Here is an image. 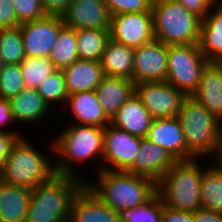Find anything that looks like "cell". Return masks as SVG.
Returning <instances> with one entry per match:
<instances>
[{
  "mask_svg": "<svg viewBox=\"0 0 222 222\" xmlns=\"http://www.w3.org/2000/svg\"><path fill=\"white\" fill-rule=\"evenodd\" d=\"M203 19L219 0H174Z\"/></svg>",
  "mask_w": 222,
  "mask_h": 222,
  "instance_id": "37",
  "label": "cell"
},
{
  "mask_svg": "<svg viewBox=\"0 0 222 222\" xmlns=\"http://www.w3.org/2000/svg\"><path fill=\"white\" fill-rule=\"evenodd\" d=\"M20 68L24 87L29 89H36L44 79L57 70L49 57H25L20 63Z\"/></svg>",
  "mask_w": 222,
  "mask_h": 222,
  "instance_id": "32",
  "label": "cell"
},
{
  "mask_svg": "<svg viewBox=\"0 0 222 222\" xmlns=\"http://www.w3.org/2000/svg\"><path fill=\"white\" fill-rule=\"evenodd\" d=\"M9 100L15 122L19 124L20 122L27 125L35 122L39 123L41 120L46 121L47 116L51 117L49 115V112L52 111L51 107L43 100L36 89L24 88Z\"/></svg>",
  "mask_w": 222,
  "mask_h": 222,
  "instance_id": "24",
  "label": "cell"
},
{
  "mask_svg": "<svg viewBox=\"0 0 222 222\" xmlns=\"http://www.w3.org/2000/svg\"><path fill=\"white\" fill-rule=\"evenodd\" d=\"M192 222H222V213L201 208L192 213Z\"/></svg>",
  "mask_w": 222,
  "mask_h": 222,
  "instance_id": "43",
  "label": "cell"
},
{
  "mask_svg": "<svg viewBox=\"0 0 222 222\" xmlns=\"http://www.w3.org/2000/svg\"><path fill=\"white\" fill-rule=\"evenodd\" d=\"M36 90L51 109L56 110L58 104L62 106L61 109L59 108L60 111L64 109L69 94L62 70L57 69L54 71L38 85ZM53 104L56 108H54Z\"/></svg>",
  "mask_w": 222,
  "mask_h": 222,
  "instance_id": "30",
  "label": "cell"
},
{
  "mask_svg": "<svg viewBox=\"0 0 222 222\" xmlns=\"http://www.w3.org/2000/svg\"><path fill=\"white\" fill-rule=\"evenodd\" d=\"M201 159L176 161L162 176L157 183V192L165 206L192 213L201 209L200 185L207 167L202 165L204 161L201 163Z\"/></svg>",
  "mask_w": 222,
  "mask_h": 222,
  "instance_id": "5",
  "label": "cell"
},
{
  "mask_svg": "<svg viewBox=\"0 0 222 222\" xmlns=\"http://www.w3.org/2000/svg\"><path fill=\"white\" fill-rule=\"evenodd\" d=\"M24 88L20 64H4L0 72V98L10 99Z\"/></svg>",
  "mask_w": 222,
  "mask_h": 222,
  "instance_id": "34",
  "label": "cell"
},
{
  "mask_svg": "<svg viewBox=\"0 0 222 222\" xmlns=\"http://www.w3.org/2000/svg\"><path fill=\"white\" fill-rule=\"evenodd\" d=\"M77 47V30L64 26L58 34L49 60L56 69L63 70L79 59Z\"/></svg>",
  "mask_w": 222,
  "mask_h": 222,
  "instance_id": "29",
  "label": "cell"
},
{
  "mask_svg": "<svg viewBox=\"0 0 222 222\" xmlns=\"http://www.w3.org/2000/svg\"><path fill=\"white\" fill-rule=\"evenodd\" d=\"M100 64L104 75L121 76L133 81L134 49L109 39Z\"/></svg>",
  "mask_w": 222,
  "mask_h": 222,
  "instance_id": "26",
  "label": "cell"
},
{
  "mask_svg": "<svg viewBox=\"0 0 222 222\" xmlns=\"http://www.w3.org/2000/svg\"><path fill=\"white\" fill-rule=\"evenodd\" d=\"M141 137L109 124L104 128L102 170L126 171L139 153Z\"/></svg>",
  "mask_w": 222,
  "mask_h": 222,
  "instance_id": "10",
  "label": "cell"
},
{
  "mask_svg": "<svg viewBox=\"0 0 222 222\" xmlns=\"http://www.w3.org/2000/svg\"><path fill=\"white\" fill-rule=\"evenodd\" d=\"M152 121L151 114L136 94H134L112 118L111 125L137 137L145 138Z\"/></svg>",
  "mask_w": 222,
  "mask_h": 222,
  "instance_id": "22",
  "label": "cell"
},
{
  "mask_svg": "<svg viewBox=\"0 0 222 222\" xmlns=\"http://www.w3.org/2000/svg\"><path fill=\"white\" fill-rule=\"evenodd\" d=\"M61 16L47 15L20 25L26 57H49L60 30L64 27Z\"/></svg>",
  "mask_w": 222,
  "mask_h": 222,
  "instance_id": "12",
  "label": "cell"
},
{
  "mask_svg": "<svg viewBox=\"0 0 222 222\" xmlns=\"http://www.w3.org/2000/svg\"><path fill=\"white\" fill-rule=\"evenodd\" d=\"M68 94L96 90L105 76L100 61L77 59L63 70Z\"/></svg>",
  "mask_w": 222,
  "mask_h": 222,
  "instance_id": "23",
  "label": "cell"
},
{
  "mask_svg": "<svg viewBox=\"0 0 222 222\" xmlns=\"http://www.w3.org/2000/svg\"><path fill=\"white\" fill-rule=\"evenodd\" d=\"M84 185L81 178L55 174L32 188L25 222H69L73 199Z\"/></svg>",
  "mask_w": 222,
  "mask_h": 222,
  "instance_id": "3",
  "label": "cell"
},
{
  "mask_svg": "<svg viewBox=\"0 0 222 222\" xmlns=\"http://www.w3.org/2000/svg\"><path fill=\"white\" fill-rule=\"evenodd\" d=\"M69 222H123L122 215L104 204L84 185L73 199Z\"/></svg>",
  "mask_w": 222,
  "mask_h": 222,
  "instance_id": "17",
  "label": "cell"
},
{
  "mask_svg": "<svg viewBox=\"0 0 222 222\" xmlns=\"http://www.w3.org/2000/svg\"><path fill=\"white\" fill-rule=\"evenodd\" d=\"M175 162L164 148L145 137L141 138L140 150L134 163L126 171L149 178L157 184Z\"/></svg>",
  "mask_w": 222,
  "mask_h": 222,
  "instance_id": "16",
  "label": "cell"
},
{
  "mask_svg": "<svg viewBox=\"0 0 222 222\" xmlns=\"http://www.w3.org/2000/svg\"><path fill=\"white\" fill-rule=\"evenodd\" d=\"M164 203L156 192L149 200L122 215L123 222H161Z\"/></svg>",
  "mask_w": 222,
  "mask_h": 222,
  "instance_id": "33",
  "label": "cell"
},
{
  "mask_svg": "<svg viewBox=\"0 0 222 222\" xmlns=\"http://www.w3.org/2000/svg\"><path fill=\"white\" fill-rule=\"evenodd\" d=\"M208 62L198 44L169 46L166 82L191 97Z\"/></svg>",
  "mask_w": 222,
  "mask_h": 222,
  "instance_id": "8",
  "label": "cell"
},
{
  "mask_svg": "<svg viewBox=\"0 0 222 222\" xmlns=\"http://www.w3.org/2000/svg\"><path fill=\"white\" fill-rule=\"evenodd\" d=\"M214 159H215V163H217L218 166L222 169V146L220 150L218 151L217 156Z\"/></svg>",
  "mask_w": 222,
  "mask_h": 222,
  "instance_id": "44",
  "label": "cell"
},
{
  "mask_svg": "<svg viewBox=\"0 0 222 222\" xmlns=\"http://www.w3.org/2000/svg\"><path fill=\"white\" fill-rule=\"evenodd\" d=\"M191 97L222 121V62L207 63Z\"/></svg>",
  "mask_w": 222,
  "mask_h": 222,
  "instance_id": "19",
  "label": "cell"
},
{
  "mask_svg": "<svg viewBox=\"0 0 222 222\" xmlns=\"http://www.w3.org/2000/svg\"><path fill=\"white\" fill-rule=\"evenodd\" d=\"M3 66H4V63H3L2 58L0 57V72H1V70H2V68H3Z\"/></svg>",
  "mask_w": 222,
  "mask_h": 222,
  "instance_id": "45",
  "label": "cell"
},
{
  "mask_svg": "<svg viewBox=\"0 0 222 222\" xmlns=\"http://www.w3.org/2000/svg\"><path fill=\"white\" fill-rule=\"evenodd\" d=\"M20 24L44 18L46 15L41 0H11Z\"/></svg>",
  "mask_w": 222,
  "mask_h": 222,
  "instance_id": "35",
  "label": "cell"
},
{
  "mask_svg": "<svg viewBox=\"0 0 222 222\" xmlns=\"http://www.w3.org/2000/svg\"><path fill=\"white\" fill-rule=\"evenodd\" d=\"M154 40L165 45L198 44L202 19L174 0H153Z\"/></svg>",
  "mask_w": 222,
  "mask_h": 222,
  "instance_id": "7",
  "label": "cell"
},
{
  "mask_svg": "<svg viewBox=\"0 0 222 222\" xmlns=\"http://www.w3.org/2000/svg\"><path fill=\"white\" fill-rule=\"evenodd\" d=\"M135 94L153 119L177 117L186 96L168 82H141Z\"/></svg>",
  "mask_w": 222,
  "mask_h": 222,
  "instance_id": "9",
  "label": "cell"
},
{
  "mask_svg": "<svg viewBox=\"0 0 222 222\" xmlns=\"http://www.w3.org/2000/svg\"><path fill=\"white\" fill-rule=\"evenodd\" d=\"M110 15L122 13L152 12L153 0H104Z\"/></svg>",
  "mask_w": 222,
  "mask_h": 222,
  "instance_id": "36",
  "label": "cell"
},
{
  "mask_svg": "<svg viewBox=\"0 0 222 222\" xmlns=\"http://www.w3.org/2000/svg\"><path fill=\"white\" fill-rule=\"evenodd\" d=\"M20 138L16 133L0 132V170L8 159L12 148Z\"/></svg>",
  "mask_w": 222,
  "mask_h": 222,
  "instance_id": "40",
  "label": "cell"
},
{
  "mask_svg": "<svg viewBox=\"0 0 222 222\" xmlns=\"http://www.w3.org/2000/svg\"><path fill=\"white\" fill-rule=\"evenodd\" d=\"M31 189L0 181V222H25Z\"/></svg>",
  "mask_w": 222,
  "mask_h": 222,
  "instance_id": "25",
  "label": "cell"
},
{
  "mask_svg": "<svg viewBox=\"0 0 222 222\" xmlns=\"http://www.w3.org/2000/svg\"><path fill=\"white\" fill-rule=\"evenodd\" d=\"M110 39L136 49L154 40L152 12L111 16Z\"/></svg>",
  "mask_w": 222,
  "mask_h": 222,
  "instance_id": "11",
  "label": "cell"
},
{
  "mask_svg": "<svg viewBox=\"0 0 222 222\" xmlns=\"http://www.w3.org/2000/svg\"><path fill=\"white\" fill-rule=\"evenodd\" d=\"M21 25L16 17L11 0H0V29Z\"/></svg>",
  "mask_w": 222,
  "mask_h": 222,
  "instance_id": "38",
  "label": "cell"
},
{
  "mask_svg": "<svg viewBox=\"0 0 222 222\" xmlns=\"http://www.w3.org/2000/svg\"><path fill=\"white\" fill-rule=\"evenodd\" d=\"M161 222H192V212L174 210L164 205Z\"/></svg>",
  "mask_w": 222,
  "mask_h": 222,
  "instance_id": "41",
  "label": "cell"
},
{
  "mask_svg": "<svg viewBox=\"0 0 222 222\" xmlns=\"http://www.w3.org/2000/svg\"><path fill=\"white\" fill-rule=\"evenodd\" d=\"M168 45L153 40L134 49L133 82H165Z\"/></svg>",
  "mask_w": 222,
  "mask_h": 222,
  "instance_id": "13",
  "label": "cell"
},
{
  "mask_svg": "<svg viewBox=\"0 0 222 222\" xmlns=\"http://www.w3.org/2000/svg\"><path fill=\"white\" fill-rule=\"evenodd\" d=\"M69 28L109 30L111 15L104 0H72L61 15Z\"/></svg>",
  "mask_w": 222,
  "mask_h": 222,
  "instance_id": "14",
  "label": "cell"
},
{
  "mask_svg": "<svg viewBox=\"0 0 222 222\" xmlns=\"http://www.w3.org/2000/svg\"><path fill=\"white\" fill-rule=\"evenodd\" d=\"M0 57L4 64H20L25 59L20 25L0 29Z\"/></svg>",
  "mask_w": 222,
  "mask_h": 222,
  "instance_id": "31",
  "label": "cell"
},
{
  "mask_svg": "<svg viewBox=\"0 0 222 222\" xmlns=\"http://www.w3.org/2000/svg\"><path fill=\"white\" fill-rule=\"evenodd\" d=\"M67 109H66V108ZM73 117L71 121L80 125H93L105 128L111 120L103 111L95 90L68 95L64 110ZM75 120V121H74Z\"/></svg>",
  "mask_w": 222,
  "mask_h": 222,
  "instance_id": "18",
  "label": "cell"
},
{
  "mask_svg": "<svg viewBox=\"0 0 222 222\" xmlns=\"http://www.w3.org/2000/svg\"><path fill=\"white\" fill-rule=\"evenodd\" d=\"M68 122V126L65 125L61 133L52 138L55 171L56 174L75 176L86 182L87 178L78 171V165H83L86 161H99L95 172L102 170L104 128L70 123V120Z\"/></svg>",
  "mask_w": 222,
  "mask_h": 222,
  "instance_id": "1",
  "label": "cell"
},
{
  "mask_svg": "<svg viewBox=\"0 0 222 222\" xmlns=\"http://www.w3.org/2000/svg\"><path fill=\"white\" fill-rule=\"evenodd\" d=\"M95 91L104 113L112 120L122 105L135 94V83L121 76L105 75Z\"/></svg>",
  "mask_w": 222,
  "mask_h": 222,
  "instance_id": "20",
  "label": "cell"
},
{
  "mask_svg": "<svg viewBox=\"0 0 222 222\" xmlns=\"http://www.w3.org/2000/svg\"><path fill=\"white\" fill-rule=\"evenodd\" d=\"M32 144L27 136L17 141L0 170V181L32 189L56 174L54 157L51 160L54 155L53 140H50V148H46L47 151L51 149V155L47 153V156Z\"/></svg>",
  "mask_w": 222,
  "mask_h": 222,
  "instance_id": "4",
  "label": "cell"
},
{
  "mask_svg": "<svg viewBox=\"0 0 222 222\" xmlns=\"http://www.w3.org/2000/svg\"><path fill=\"white\" fill-rule=\"evenodd\" d=\"M186 148L196 158H215L222 146V121L192 97H186L177 116Z\"/></svg>",
  "mask_w": 222,
  "mask_h": 222,
  "instance_id": "6",
  "label": "cell"
},
{
  "mask_svg": "<svg viewBox=\"0 0 222 222\" xmlns=\"http://www.w3.org/2000/svg\"><path fill=\"white\" fill-rule=\"evenodd\" d=\"M110 39L109 30L101 29H78L77 51L81 60L100 61Z\"/></svg>",
  "mask_w": 222,
  "mask_h": 222,
  "instance_id": "28",
  "label": "cell"
},
{
  "mask_svg": "<svg viewBox=\"0 0 222 222\" xmlns=\"http://www.w3.org/2000/svg\"><path fill=\"white\" fill-rule=\"evenodd\" d=\"M200 185L201 208L222 213V169L218 164H208Z\"/></svg>",
  "mask_w": 222,
  "mask_h": 222,
  "instance_id": "27",
  "label": "cell"
},
{
  "mask_svg": "<svg viewBox=\"0 0 222 222\" xmlns=\"http://www.w3.org/2000/svg\"><path fill=\"white\" fill-rule=\"evenodd\" d=\"M46 15L61 16L72 0H41Z\"/></svg>",
  "mask_w": 222,
  "mask_h": 222,
  "instance_id": "42",
  "label": "cell"
},
{
  "mask_svg": "<svg viewBox=\"0 0 222 222\" xmlns=\"http://www.w3.org/2000/svg\"><path fill=\"white\" fill-rule=\"evenodd\" d=\"M95 175L97 179H87L85 185L121 215L143 204L157 192L153 180L127 171L101 170Z\"/></svg>",
  "mask_w": 222,
  "mask_h": 222,
  "instance_id": "2",
  "label": "cell"
},
{
  "mask_svg": "<svg viewBox=\"0 0 222 222\" xmlns=\"http://www.w3.org/2000/svg\"><path fill=\"white\" fill-rule=\"evenodd\" d=\"M146 138L164 148L176 161L196 158L186 148L178 117L153 119Z\"/></svg>",
  "mask_w": 222,
  "mask_h": 222,
  "instance_id": "15",
  "label": "cell"
},
{
  "mask_svg": "<svg viewBox=\"0 0 222 222\" xmlns=\"http://www.w3.org/2000/svg\"><path fill=\"white\" fill-rule=\"evenodd\" d=\"M15 122L13 113L11 111V104L9 99L0 98V132L6 133H16L21 138L26 137L25 134L20 133V131H15L14 129L7 130V125ZM6 128V129H4Z\"/></svg>",
  "mask_w": 222,
  "mask_h": 222,
  "instance_id": "39",
  "label": "cell"
},
{
  "mask_svg": "<svg viewBox=\"0 0 222 222\" xmlns=\"http://www.w3.org/2000/svg\"><path fill=\"white\" fill-rule=\"evenodd\" d=\"M198 45L209 62H222V0L202 19Z\"/></svg>",
  "mask_w": 222,
  "mask_h": 222,
  "instance_id": "21",
  "label": "cell"
}]
</instances>
